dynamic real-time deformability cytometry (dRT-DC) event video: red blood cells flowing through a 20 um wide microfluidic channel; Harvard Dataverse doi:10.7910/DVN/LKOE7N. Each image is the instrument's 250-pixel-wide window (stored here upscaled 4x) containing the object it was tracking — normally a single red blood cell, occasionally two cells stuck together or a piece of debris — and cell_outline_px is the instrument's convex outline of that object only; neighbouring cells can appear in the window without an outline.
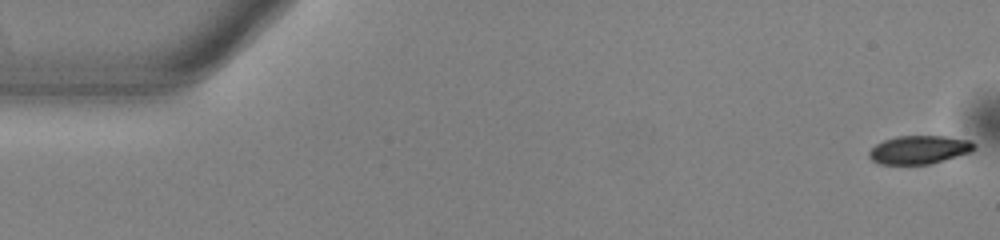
{"species": "common noctule bat (a hibernating species)", "species_latin": "Nyctalus noctula", "temperature_condition": "warm", "stored_images_in_passage": 53, "camera_frame_rate_fps": 3000, "um_per_image_px": 0.085, "animal": {"sex": "male", "body_mass_g": 13.0, "forearm_length_mm": 53.1}, "frame": {"image": 1, "passage_image": 1, "time_ms": 0.0, "image_size_px": [1000, 240], "cell_outline_px": [[976, 144], [968, 152], [932, 164], [880, 164], [872, 160], [868, 156], [868, 152], [876, 144], [884, 140], [896, 136], [944, 136], [968, 140]], "centroid_in_image_um": [78.07, 12.73], "position_along_channel_um": 6.9, "area_um2": 17.17}}
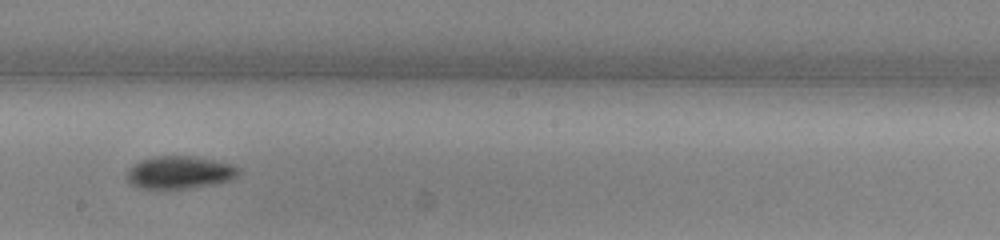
{"frame": {"image": 2, "passage_image": 30, "time_ms": 9.667, "image_size_px": [1000, 240], "cell_outline_px": [[240, 172], [232, 180], [216, 184], [188, 188], [140, 188], [132, 184], [124, 176], [128, 168], [140, 160], [156, 156], [192, 156], [236, 164], [240, 168]], "centroid_in_image_um": [15.29, 14.65], "position_along_channel_um": 232.9, "area_um2": 21.5}}
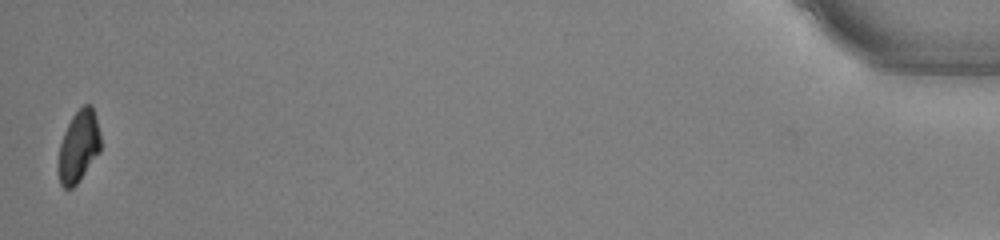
{"frame": {"image": 3, "passage_image": 53, "time_ms": 17.333, "image_size_px": [1000, 240], "cell_outline_px": [[100, 152], [76, 184], [72, 188], [64, 188], [60, 184], [60, 144], [64, 132], [72, 116], [84, 104], [92, 104], [96, 116], [100, 132]], "centroid_in_image_um": [6.72, 12.4], "position_along_channel_um": 428.5, "area_um2": 17.28}, "authors_computed_cell_mechanics": {"area_um2": 19.5364, "velocity_mm_per_s": 3.8505, "shape_relaxation_time_tau1_ms": 2.8279, "shape_relaxation_time_tau2_ms": null, "deformation_change_tau1": 0.117, "deformation_change_tau2": null}}